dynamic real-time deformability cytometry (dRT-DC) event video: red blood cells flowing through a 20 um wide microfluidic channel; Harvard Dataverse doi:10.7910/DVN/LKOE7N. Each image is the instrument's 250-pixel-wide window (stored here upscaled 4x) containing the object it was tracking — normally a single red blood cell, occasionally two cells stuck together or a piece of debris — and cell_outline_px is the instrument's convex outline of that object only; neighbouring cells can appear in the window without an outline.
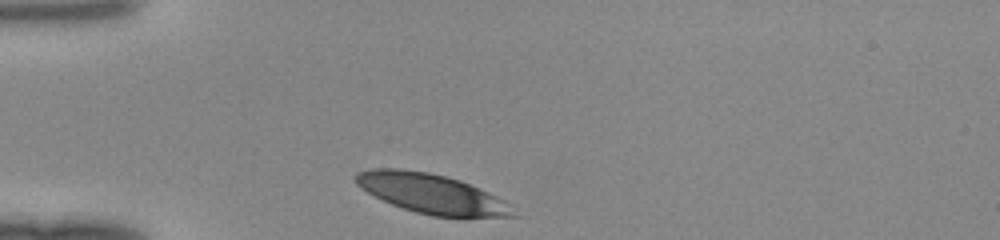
{"species": "human", "species_latin": "Homo sapiens", "temperature_condition": "room temperature", "stored_images_in_passage": 27, "camera_frame_rate_fps": 3000, "um_per_image_px": 0.085, "donor": {"sex": "female"}, "frame": {"image": 1, "passage_image": 1, "time_ms": 0.0, "image_size_px": [1000, 240], "cell_outline_px": [[520, 216], [460, 220], [432, 216], [416, 212], [392, 204], [360, 188], [356, 184], [356, 172], [372, 168], [400, 168], [428, 172], [460, 180], [504, 200], [512, 204]], "centroid_in_image_um": [36.8, 16.52], "position_along_channel_um": 48.2, "area_um2": 37.17}}
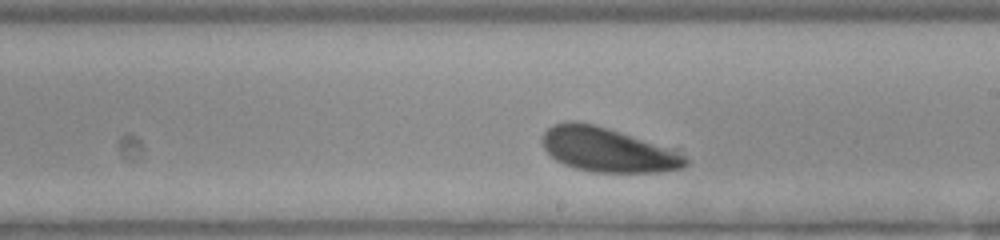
{"frame": {"image": 2, "passage_image": 16, "time_ms": 5.0, "image_size_px": [1000, 240], "cell_outline_px": [[688, 164], [680, 168], [660, 172], [592, 172], [576, 168], [564, 164], [556, 160], [544, 148], [540, 136], [552, 124], [568, 120], [572, 120], [592, 124], [680, 148], [688, 160]], "centroid_in_image_um": [51.72, 12.72], "position_along_channel_um": 237.3, "area_um2": 37.69}}
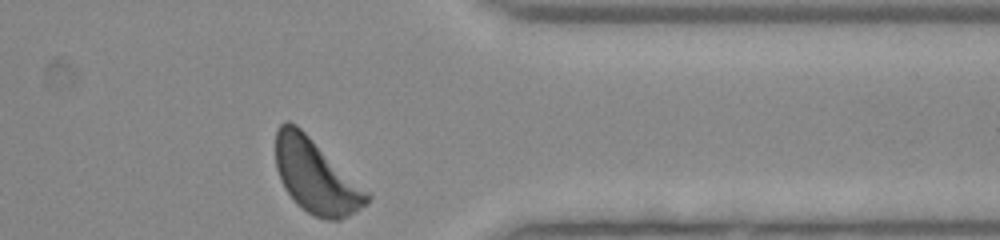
{"frame": {"image": 3, "passage_image": 27, "time_ms": 8.667, "image_size_px": [1000, 240], "cell_outline_px": [[372, 196], [356, 212], [340, 220], [324, 220], [312, 216], [296, 204], [284, 188], [280, 180], [276, 168], [276, 128], [284, 120], [288, 120], [296, 124], [372, 192]], "centroid_in_image_um": [26.87, 14.99], "position_along_channel_um": 384.5, "area_um2": 40.06}}